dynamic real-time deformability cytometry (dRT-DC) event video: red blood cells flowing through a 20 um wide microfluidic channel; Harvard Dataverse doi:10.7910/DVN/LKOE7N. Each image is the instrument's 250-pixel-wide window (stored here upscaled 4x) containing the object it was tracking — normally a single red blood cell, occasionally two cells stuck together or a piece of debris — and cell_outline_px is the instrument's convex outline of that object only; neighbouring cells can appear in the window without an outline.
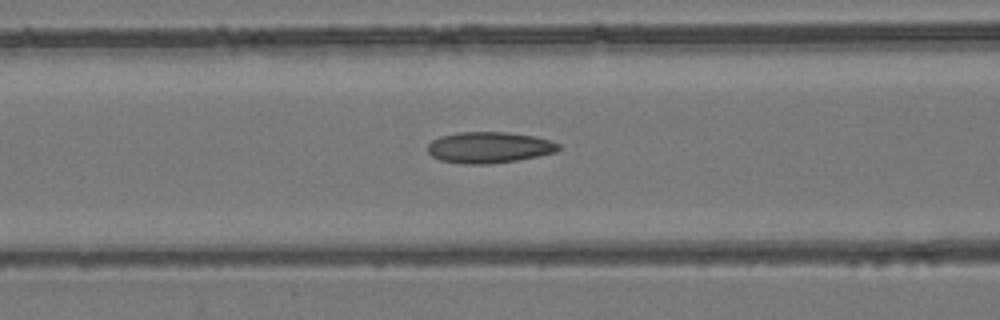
{"species": "common noctule bat (a hibernating species)", "species_latin": "Nyctalus noctula", "temperature_condition": "room temperature", "stored_images_in_passage": 54, "camera_frame_rate_fps": 3000, "um_per_image_px": 0.085, "animal": {"sex": "female", "body_mass_g": 24.6, "forearm_length_mm": 56.2}, "frame": {"image": 1, "passage_image": 23, "time_ms": 7.333, "image_size_px": [1000, 320], "cell_outline_px": [[560, 148], [556, 152], [516, 160], [488, 164], [468, 164], [440, 160], [432, 156], [428, 152], [428, 144], [432, 140], [440, 136], [460, 132], [508, 132], [536, 136], [552, 140], [560, 144]], "centroid_in_image_um": [41.59, 12.52], "position_along_channel_um": 125.0, "area_um2": 23.76}}
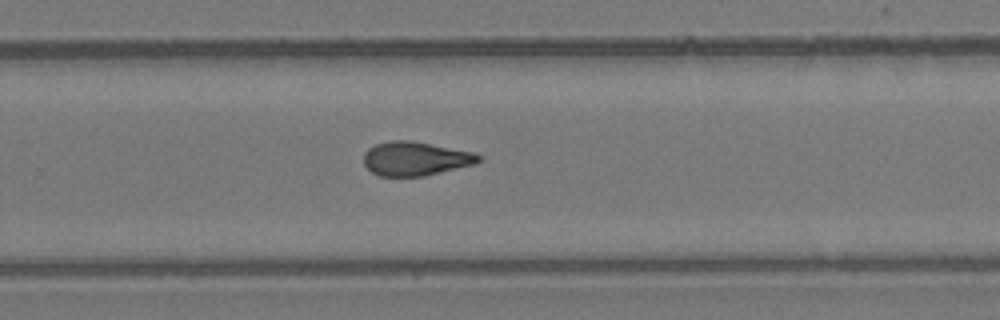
{"frame": {"image": 2, "passage_image": 36, "time_ms": 11.667, "image_size_px": [1000, 320], "cell_outline_px": [[480, 160], [476, 164], [424, 176], [380, 176], [372, 172], [364, 164], [364, 152], [368, 148], [376, 144], [392, 140], [408, 140], [472, 152], [480, 156]], "centroid_in_image_um": [35.28, 13.49], "position_along_channel_um": 294.5, "area_um2": 22.48}}
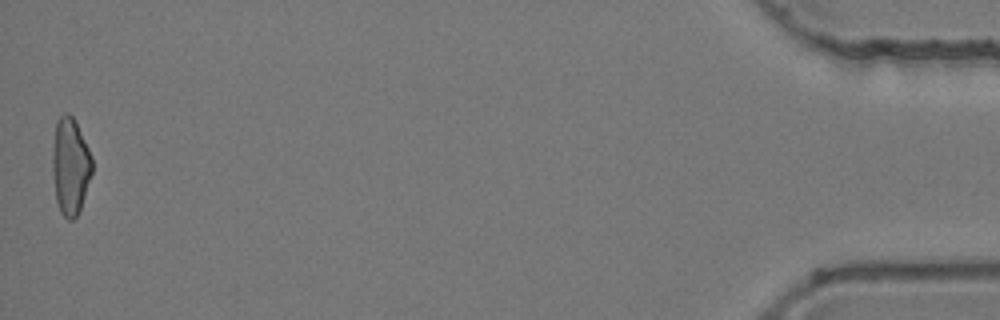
{"frame": {"image": 3, "passage_image": 54, "time_ms": 17.667, "image_size_px": [1000, 320], "cell_outline_px": [[92, 172], [80, 208], [76, 216], [72, 220], [68, 220], [60, 212], [56, 200], [52, 172], [52, 152], [56, 120], [64, 112], [68, 112], [72, 116], [92, 156]], "centroid_in_image_um": [5.95, 14.12], "position_along_channel_um": 429.2, "area_um2": 22.25}, "authors_computed_cell_mechanics": {"area_um2": 23.0622, "velocity_mm_per_s": 3.9156, "shape_relaxation_time_tau1_ms": null, "shape_relaxation_time_tau2_ms": 3.4314, "deformation_change_tau1": null, "deformation_change_tau2": 0.1085}}